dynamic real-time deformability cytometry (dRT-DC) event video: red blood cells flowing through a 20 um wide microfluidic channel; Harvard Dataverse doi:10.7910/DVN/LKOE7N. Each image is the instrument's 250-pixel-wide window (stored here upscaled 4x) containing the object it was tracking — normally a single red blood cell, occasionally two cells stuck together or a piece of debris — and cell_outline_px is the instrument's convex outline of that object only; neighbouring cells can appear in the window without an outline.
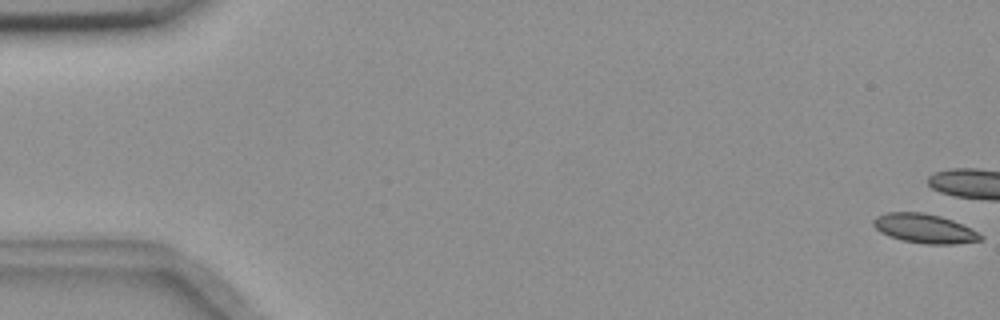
{"species": "common noctule bat (a hibernating species)", "species_latin": "Nyctalus noctula", "temperature_condition": "room temperature", "stored_images_in_passage": 3, "camera_frame_rate_fps": 3000, "um_per_image_px": 0.085, "animal": {"sex": "female", "body_mass_g": 18.4}, "frame": {"image": 1, "passage_image": 1, "time_ms": 0.0, "image_size_px": [1000, 320], "cell_outline_px": [[984, 236], [980, 240], [952, 244], [924, 244], [904, 240], [888, 236], [880, 232], [872, 224], [872, 220], [876, 216], [888, 212], [924, 212], [940, 216], [952, 220]], "centroid_in_image_um": [78.52, 19.41], "position_along_channel_um": 6.5, "area_um2": 18.03}}